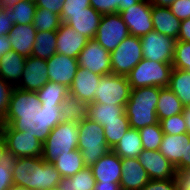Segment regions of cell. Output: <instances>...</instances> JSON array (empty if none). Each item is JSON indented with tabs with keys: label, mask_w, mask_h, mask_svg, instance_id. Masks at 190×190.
Listing matches in <instances>:
<instances>
[{
	"label": "cell",
	"mask_w": 190,
	"mask_h": 190,
	"mask_svg": "<svg viewBox=\"0 0 190 190\" xmlns=\"http://www.w3.org/2000/svg\"><path fill=\"white\" fill-rule=\"evenodd\" d=\"M160 89V87L150 86L131 90L125 106V113L131 128L139 130L145 126L159 123L156 106Z\"/></svg>",
	"instance_id": "cell-1"
},
{
	"label": "cell",
	"mask_w": 190,
	"mask_h": 190,
	"mask_svg": "<svg viewBox=\"0 0 190 190\" xmlns=\"http://www.w3.org/2000/svg\"><path fill=\"white\" fill-rule=\"evenodd\" d=\"M61 121L60 106L42 105L34 114L5 118L0 124L11 125L17 131L31 133L44 143L51 130Z\"/></svg>",
	"instance_id": "cell-2"
},
{
	"label": "cell",
	"mask_w": 190,
	"mask_h": 190,
	"mask_svg": "<svg viewBox=\"0 0 190 190\" xmlns=\"http://www.w3.org/2000/svg\"><path fill=\"white\" fill-rule=\"evenodd\" d=\"M79 142L77 149L81 152L87 167L95 164L111 149L108 147L103 126L84 117L78 123Z\"/></svg>",
	"instance_id": "cell-3"
},
{
	"label": "cell",
	"mask_w": 190,
	"mask_h": 190,
	"mask_svg": "<svg viewBox=\"0 0 190 190\" xmlns=\"http://www.w3.org/2000/svg\"><path fill=\"white\" fill-rule=\"evenodd\" d=\"M78 142V123L61 121L51 130L43 143L42 158L53 163L59 155L76 150Z\"/></svg>",
	"instance_id": "cell-4"
},
{
	"label": "cell",
	"mask_w": 190,
	"mask_h": 190,
	"mask_svg": "<svg viewBox=\"0 0 190 190\" xmlns=\"http://www.w3.org/2000/svg\"><path fill=\"white\" fill-rule=\"evenodd\" d=\"M173 65L143 58L127 75L131 90L141 87H168Z\"/></svg>",
	"instance_id": "cell-5"
},
{
	"label": "cell",
	"mask_w": 190,
	"mask_h": 190,
	"mask_svg": "<svg viewBox=\"0 0 190 190\" xmlns=\"http://www.w3.org/2000/svg\"><path fill=\"white\" fill-rule=\"evenodd\" d=\"M9 158L42 157L43 143L31 133L15 130L11 125L0 124Z\"/></svg>",
	"instance_id": "cell-6"
},
{
	"label": "cell",
	"mask_w": 190,
	"mask_h": 190,
	"mask_svg": "<svg viewBox=\"0 0 190 190\" xmlns=\"http://www.w3.org/2000/svg\"><path fill=\"white\" fill-rule=\"evenodd\" d=\"M131 87L127 76L117 74L103 75L99 81V88L95 91V103L106 105L126 106Z\"/></svg>",
	"instance_id": "cell-7"
},
{
	"label": "cell",
	"mask_w": 190,
	"mask_h": 190,
	"mask_svg": "<svg viewBox=\"0 0 190 190\" xmlns=\"http://www.w3.org/2000/svg\"><path fill=\"white\" fill-rule=\"evenodd\" d=\"M142 59L141 38L128 35L110 53L112 73L127 76Z\"/></svg>",
	"instance_id": "cell-8"
},
{
	"label": "cell",
	"mask_w": 190,
	"mask_h": 190,
	"mask_svg": "<svg viewBox=\"0 0 190 190\" xmlns=\"http://www.w3.org/2000/svg\"><path fill=\"white\" fill-rule=\"evenodd\" d=\"M128 35V27L117 12L102 15L94 39L111 53Z\"/></svg>",
	"instance_id": "cell-9"
},
{
	"label": "cell",
	"mask_w": 190,
	"mask_h": 190,
	"mask_svg": "<svg viewBox=\"0 0 190 190\" xmlns=\"http://www.w3.org/2000/svg\"><path fill=\"white\" fill-rule=\"evenodd\" d=\"M140 38L143 58L172 64L176 39L155 30Z\"/></svg>",
	"instance_id": "cell-10"
},
{
	"label": "cell",
	"mask_w": 190,
	"mask_h": 190,
	"mask_svg": "<svg viewBox=\"0 0 190 190\" xmlns=\"http://www.w3.org/2000/svg\"><path fill=\"white\" fill-rule=\"evenodd\" d=\"M128 27L129 34L141 37L154 30L152 5L149 0H140L137 4L119 12Z\"/></svg>",
	"instance_id": "cell-11"
},
{
	"label": "cell",
	"mask_w": 190,
	"mask_h": 190,
	"mask_svg": "<svg viewBox=\"0 0 190 190\" xmlns=\"http://www.w3.org/2000/svg\"><path fill=\"white\" fill-rule=\"evenodd\" d=\"M77 60L79 67L88 68L90 72L101 76L112 74L110 53L94 38L88 40Z\"/></svg>",
	"instance_id": "cell-12"
},
{
	"label": "cell",
	"mask_w": 190,
	"mask_h": 190,
	"mask_svg": "<svg viewBox=\"0 0 190 190\" xmlns=\"http://www.w3.org/2000/svg\"><path fill=\"white\" fill-rule=\"evenodd\" d=\"M48 82L47 61L30 56L26 58L21 80L16 88L37 92Z\"/></svg>",
	"instance_id": "cell-13"
},
{
	"label": "cell",
	"mask_w": 190,
	"mask_h": 190,
	"mask_svg": "<svg viewBox=\"0 0 190 190\" xmlns=\"http://www.w3.org/2000/svg\"><path fill=\"white\" fill-rule=\"evenodd\" d=\"M46 61L48 81L63 84L69 88L79 68L77 58L56 53Z\"/></svg>",
	"instance_id": "cell-14"
},
{
	"label": "cell",
	"mask_w": 190,
	"mask_h": 190,
	"mask_svg": "<svg viewBox=\"0 0 190 190\" xmlns=\"http://www.w3.org/2000/svg\"><path fill=\"white\" fill-rule=\"evenodd\" d=\"M139 164L147 171L150 180L175 177V168L159 150L143 149L137 157Z\"/></svg>",
	"instance_id": "cell-15"
},
{
	"label": "cell",
	"mask_w": 190,
	"mask_h": 190,
	"mask_svg": "<svg viewBox=\"0 0 190 190\" xmlns=\"http://www.w3.org/2000/svg\"><path fill=\"white\" fill-rule=\"evenodd\" d=\"M35 170L27 176V190L57 189L62 180L61 174L53 163L46 162L42 157L35 163Z\"/></svg>",
	"instance_id": "cell-16"
},
{
	"label": "cell",
	"mask_w": 190,
	"mask_h": 190,
	"mask_svg": "<svg viewBox=\"0 0 190 190\" xmlns=\"http://www.w3.org/2000/svg\"><path fill=\"white\" fill-rule=\"evenodd\" d=\"M63 23L71 26L86 38L93 39L98 30L102 14L94 10L91 6L85 8V11L78 13H61Z\"/></svg>",
	"instance_id": "cell-17"
},
{
	"label": "cell",
	"mask_w": 190,
	"mask_h": 190,
	"mask_svg": "<svg viewBox=\"0 0 190 190\" xmlns=\"http://www.w3.org/2000/svg\"><path fill=\"white\" fill-rule=\"evenodd\" d=\"M101 75L79 67L69 87V93L77 96L85 105L94 102L95 91L99 88Z\"/></svg>",
	"instance_id": "cell-18"
},
{
	"label": "cell",
	"mask_w": 190,
	"mask_h": 190,
	"mask_svg": "<svg viewBox=\"0 0 190 190\" xmlns=\"http://www.w3.org/2000/svg\"><path fill=\"white\" fill-rule=\"evenodd\" d=\"M96 183H119L122 178L121 158L112 150L108 151L95 164L90 166Z\"/></svg>",
	"instance_id": "cell-19"
},
{
	"label": "cell",
	"mask_w": 190,
	"mask_h": 190,
	"mask_svg": "<svg viewBox=\"0 0 190 190\" xmlns=\"http://www.w3.org/2000/svg\"><path fill=\"white\" fill-rule=\"evenodd\" d=\"M186 141H190V134H163L159 151L174 166L175 170L185 169Z\"/></svg>",
	"instance_id": "cell-20"
},
{
	"label": "cell",
	"mask_w": 190,
	"mask_h": 190,
	"mask_svg": "<svg viewBox=\"0 0 190 190\" xmlns=\"http://www.w3.org/2000/svg\"><path fill=\"white\" fill-rule=\"evenodd\" d=\"M57 50L56 53L69 56L71 58H78L79 53L88 43V38L81 35L76 30L66 23H62L56 31Z\"/></svg>",
	"instance_id": "cell-21"
},
{
	"label": "cell",
	"mask_w": 190,
	"mask_h": 190,
	"mask_svg": "<svg viewBox=\"0 0 190 190\" xmlns=\"http://www.w3.org/2000/svg\"><path fill=\"white\" fill-rule=\"evenodd\" d=\"M42 107L36 92L14 88L5 118H20V115L34 114Z\"/></svg>",
	"instance_id": "cell-22"
},
{
	"label": "cell",
	"mask_w": 190,
	"mask_h": 190,
	"mask_svg": "<svg viewBox=\"0 0 190 190\" xmlns=\"http://www.w3.org/2000/svg\"><path fill=\"white\" fill-rule=\"evenodd\" d=\"M121 190H142L150 180L147 171L139 164L137 158H121Z\"/></svg>",
	"instance_id": "cell-23"
},
{
	"label": "cell",
	"mask_w": 190,
	"mask_h": 190,
	"mask_svg": "<svg viewBox=\"0 0 190 190\" xmlns=\"http://www.w3.org/2000/svg\"><path fill=\"white\" fill-rule=\"evenodd\" d=\"M36 32L33 24L13 25L7 35L12 50L26 58L32 56Z\"/></svg>",
	"instance_id": "cell-24"
},
{
	"label": "cell",
	"mask_w": 190,
	"mask_h": 190,
	"mask_svg": "<svg viewBox=\"0 0 190 190\" xmlns=\"http://www.w3.org/2000/svg\"><path fill=\"white\" fill-rule=\"evenodd\" d=\"M85 117L103 126L106 122L129 121L125 107L121 105H106L103 103L86 104Z\"/></svg>",
	"instance_id": "cell-25"
},
{
	"label": "cell",
	"mask_w": 190,
	"mask_h": 190,
	"mask_svg": "<svg viewBox=\"0 0 190 190\" xmlns=\"http://www.w3.org/2000/svg\"><path fill=\"white\" fill-rule=\"evenodd\" d=\"M26 57L10 50L0 57V77L16 87L25 67Z\"/></svg>",
	"instance_id": "cell-26"
},
{
	"label": "cell",
	"mask_w": 190,
	"mask_h": 190,
	"mask_svg": "<svg viewBox=\"0 0 190 190\" xmlns=\"http://www.w3.org/2000/svg\"><path fill=\"white\" fill-rule=\"evenodd\" d=\"M152 22L155 31L178 39L181 21L171 12L169 7L152 5Z\"/></svg>",
	"instance_id": "cell-27"
},
{
	"label": "cell",
	"mask_w": 190,
	"mask_h": 190,
	"mask_svg": "<svg viewBox=\"0 0 190 190\" xmlns=\"http://www.w3.org/2000/svg\"><path fill=\"white\" fill-rule=\"evenodd\" d=\"M143 150L140 133L135 128H129L112 151L120 158H137Z\"/></svg>",
	"instance_id": "cell-28"
},
{
	"label": "cell",
	"mask_w": 190,
	"mask_h": 190,
	"mask_svg": "<svg viewBox=\"0 0 190 190\" xmlns=\"http://www.w3.org/2000/svg\"><path fill=\"white\" fill-rule=\"evenodd\" d=\"M184 105L175 93L168 87H162L159 92V100L156 106L158 120L169 118L183 113Z\"/></svg>",
	"instance_id": "cell-29"
},
{
	"label": "cell",
	"mask_w": 190,
	"mask_h": 190,
	"mask_svg": "<svg viewBox=\"0 0 190 190\" xmlns=\"http://www.w3.org/2000/svg\"><path fill=\"white\" fill-rule=\"evenodd\" d=\"M168 88L184 106L190 105V71L173 68Z\"/></svg>",
	"instance_id": "cell-30"
},
{
	"label": "cell",
	"mask_w": 190,
	"mask_h": 190,
	"mask_svg": "<svg viewBox=\"0 0 190 190\" xmlns=\"http://www.w3.org/2000/svg\"><path fill=\"white\" fill-rule=\"evenodd\" d=\"M96 180L90 167H84L72 177H62L57 190H94Z\"/></svg>",
	"instance_id": "cell-31"
},
{
	"label": "cell",
	"mask_w": 190,
	"mask_h": 190,
	"mask_svg": "<svg viewBox=\"0 0 190 190\" xmlns=\"http://www.w3.org/2000/svg\"><path fill=\"white\" fill-rule=\"evenodd\" d=\"M62 177H72L85 166L81 152L76 149L64 155H59L53 162Z\"/></svg>",
	"instance_id": "cell-32"
},
{
	"label": "cell",
	"mask_w": 190,
	"mask_h": 190,
	"mask_svg": "<svg viewBox=\"0 0 190 190\" xmlns=\"http://www.w3.org/2000/svg\"><path fill=\"white\" fill-rule=\"evenodd\" d=\"M56 39V31H37L35 42L32 47V56L44 60L52 57L54 54H56L57 50Z\"/></svg>",
	"instance_id": "cell-33"
},
{
	"label": "cell",
	"mask_w": 190,
	"mask_h": 190,
	"mask_svg": "<svg viewBox=\"0 0 190 190\" xmlns=\"http://www.w3.org/2000/svg\"><path fill=\"white\" fill-rule=\"evenodd\" d=\"M62 121L68 123H79L86 112V105L75 95L68 93L60 105Z\"/></svg>",
	"instance_id": "cell-34"
},
{
	"label": "cell",
	"mask_w": 190,
	"mask_h": 190,
	"mask_svg": "<svg viewBox=\"0 0 190 190\" xmlns=\"http://www.w3.org/2000/svg\"><path fill=\"white\" fill-rule=\"evenodd\" d=\"M37 6L34 1H19L12 8L5 9V15L12 18L13 25L33 24Z\"/></svg>",
	"instance_id": "cell-35"
},
{
	"label": "cell",
	"mask_w": 190,
	"mask_h": 190,
	"mask_svg": "<svg viewBox=\"0 0 190 190\" xmlns=\"http://www.w3.org/2000/svg\"><path fill=\"white\" fill-rule=\"evenodd\" d=\"M41 105L60 106L69 93V88L63 84L48 81L36 92Z\"/></svg>",
	"instance_id": "cell-36"
},
{
	"label": "cell",
	"mask_w": 190,
	"mask_h": 190,
	"mask_svg": "<svg viewBox=\"0 0 190 190\" xmlns=\"http://www.w3.org/2000/svg\"><path fill=\"white\" fill-rule=\"evenodd\" d=\"M41 157H21L11 159L14 185L27 189V176L35 170V163Z\"/></svg>",
	"instance_id": "cell-37"
},
{
	"label": "cell",
	"mask_w": 190,
	"mask_h": 190,
	"mask_svg": "<svg viewBox=\"0 0 190 190\" xmlns=\"http://www.w3.org/2000/svg\"><path fill=\"white\" fill-rule=\"evenodd\" d=\"M61 16L46 8H37L33 26L37 31H57L62 24Z\"/></svg>",
	"instance_id": "cell-38"
},
{
	"label": "cell",
	"mask_w": 190,
	"mask_h": 190,
	"mask_svg": "<svg viewBox=\"0 0 190 190\" xmlns=\"http://www.w3.org/2000/svg\"><path fill=\"white\" fill-rule=\"evenodd\" d=\"M140 0H90L91 7L100 14L119 13L137 4Z\"/></svg>",
	"instance_id": "cell-39"
},
{
	"label": "cell",
	"mask_w": 190,
	"mask_h": 190,
	"mask_svg": "<svg viewBox=\"0 0 190 190\" xmlns=\"http://www.w3.org/2000/svg\"><path fill=\"white\" fill-rule=\"evenodd\" d=\"M138 131L140 133L143 149L159 150L164 134L160 123L145 126Z\"/></svg>",
	"instance_id": "cell-40"
},
{
	"label": "cell",
	"mask_w": 190,
	"mask_h": 190,
	"mask_svg": "<svg viewBox=\"0 0 190 190\" xmlns=\"http://www.w3.org/2000/svg\"><path fill=\"white\" fill-rule=\"evenodd\" d=\"M129 128V121H112L103 125L105 139L111 150L122 139Z\"/></svg>",
	"instance_id": "cell-41"
},
{
	"label": "cell",
	"mask_w": 190,
	"mask_h": 190,
	"mask_svg": "<svg viewBox=\"0 0 190 190\" xmlns=\"http://www.w3.org/2000/svg\"><path fill=\"white\" fill-rule=\"evenodd\" d=\"M172 65L190 71V42L176 41Z\"/></svg>",
	"instance_id": "cell-42"
},
{
	"label": "cell",
	"mask_w": 190,
	"mask_h": 190,
	"mask_svg": "<svg viewBox=\"0 0 190 190\" xmlns=\"http://www.w3.org/2000/svg\"><path fill=\"white\" fill-rule=\"evenodd\" d=\"M164 134L179 135L187 133L186 122L183 114H176L159 121Z\"/></svg>",
	"instance_id": "cell-43"
},
{
	"label": "cell",
	"mask_w": 190,
	"mask_h": 190,
	"mask_svg": "<svg viewBox=\"0 0 190 190\" xmlns=\"http://www.w3.org/2000/svg\"><path fill=\"white\" fill-rule=\"evenodd\" d=\"M14 86L0 77V123L5 119Z\"/></svg>",
	"instance_id": "cell-44"
},
{
	"label": "cell",
	"mask_w": 190,
	"mask_h": 190,
	"mask_svg": "<svg viewBox=\"0 0 190 190\" xmlns=\"http://www.w3.org/2000/svg\"><path fill=\"white\" fill-rule=\"evenodd\" d=\"M11 158L0 162V190H7L14 184Z\"/></svg>",
	"instance_id": "cell-45"
},
{
	"label": "cell",
	"mask_w": 190,
	"mask_h": 190,
	"mask_svg": "<svg viewBox=\"0 0 190 190\" xmlns=\"http://www.w3.org/2000/svg\"><path fill=\"white\" fill-rule=\"evenodd\" d=\"M169 9L180 21L190 18V0H176Z\"/></svg>",
	"instance_id": "cell-46"
},
{
	"label": "cell",
	"mask_w": 190,
	"mask_h": 190,
	"mask_svg": "<svg viewBox=\"0 0 190 190\" xmlns=\"http://www.w3.org/2000/svg\"><path fill=\"white\" fill-rule=\"evenodd\" d=\"M142 190H177L174 178L149 180Z\"/></svg>",
	"instance_id": "cell-47"
},
{
	"label": "cell",
	"mask_w": 190,
	"mask_h": 190,
	"mask_svg": "<svg viewBox=\"0 0 190 190\" xmlns=\"http://www.w3.org/2000/svg\"><path fill=\"white\" fill-rule=\"evenodd\" d=\"M90 6V0H65L61 13H78Z\"/></svg>",
	"instance_id": "cell-48"
},
{
	"label": "cell",
	"mask_w": 190,
	"mask_h": 190,
	"mask_svg": "<svg viewBox=\"0 0 190 190\" xmlns=\"http://www.w3.org/2000/svg\"><path fill=\"white\" fill-rule=\"evenodd\" d=\"M174 180L177 190H190V169L177 170Z\"/></svg>",
	"instance_id": "cell-49"
},
{
	"label": "cell",
	"mask_w": 190,
	"mask_h": 190,
	"mask_svg": "<svg viewBox=\"0 0 190 190\" xmlns=\"http://www.w3.org/2000/svg\"><path fill=\"white\" fill-rule=\"evenodd\" d=\"M37 8H46L60 15L64 6L65 0H35Z\"/></svg>",
	"instance_id": "cell-50"
},
{
	"label": "cell",
	"mask_w": 190,
	"mask_h": 190,
	"mask_svg": "<svg viewBox=\"0 0 190 190\" xmlns=\"http://www.w3.org/2000/svg\"><path fill=\"white\" fill-rule=\"evenodd\" d=\"M12 18L5 15V10L0 9V35H8L12 29Z\"/></svg>",
	"instance_id": "cell-51"
},
{
	"label": "cell",
	"mask_w": 190,
	"mask_h": 190,
	"mask_svg": "<svg viewBox=\"0 0 190 190\" xmlns=\"http://www.w3.org/2000/svg\"><path fill=\"white\" fill-rule=\"evenodd\" d=\"M177 40L190 42V18L181 21V27Z\"/></svg>",
	"instance_id": "cell-52"
},
{
	"label": "cell",
	"mask_w": 190,
	"mask_h": 190,
	"mask_svg": "<svg viewBox=\"0 0 190 190\" xmlns=\"http://www.w3.org/2000/svg\"><path fill=\"white\" fill-rule=\"evenodd\" d=\"M94 190H121L119 183H95Z\"/></svg>",
	"instance_id": "cell-53"
},
{
	"label": "cell",
	"mask_w": 190,
	"mask_h": 190,
	"mask_svg": "<svg viewBox=\"0 0 190 190\" xmlns=\"http://www.w3.org/2000/svg\"><path fill=\"white\" fill-rule=\"evenodd\" d=\"M9 158L8 151L6 148L5 138L0 131V162H3Z\"/></svg>",
	"instance_id": "cell-54"
},
{
	"label": "cell",
	"mask_w": 190,
	"mask_h": 190,
	"mask_svg": "<svg viewBox=\"0 0 190 190\" xmlns=\"http://www.w3.org/2000/svg\"><path fill=\"white\" fill-rule=\"evenodd\" d=\"M10 50H12V47L11 44L9 43L8 36L0 35V57L2 54L9 52Z\"/></svg>",
	"instance_id": "cell-55"
},
{
	"label": "cell",
	"mask_w": 190,
	"mask_h": 190,
	"mask_svg": "<svg viewBox=\"0 0 190 190\" xmlns=\"http://www.w3.org/2000/svg\"><path fill=\"white\" fill-rule=\"evenodd\" d=\"M23 0H0V9H10L12 8L16 3ZM25 1H35V0H25Z\"/></svg>",
	"instance_id": "cell-56"
},
{
	"label": "cell",
	"mask_w": 190,
	"mask_h": 190,
	"mask_svg": "<svg viewBox=\"0 0 190 190\" xmlns=\"http://www.w3.org/2000/svg\"><path fill=\"white\" fill-rule=\"evenodd\" d=\"M150 4L158 7H169L176 0H149Z\"/></svg>",
	"instance_id": "cell-57"
},
{
	"label": "cell",
	"mask_w": 190,
	"mask_h": 190,
	"mask_svg": "<svg viewBox=\"0 0 190 190\" xmlns=\"http://www.w3.org/2000/svg\"><path fill=\"white\" fill-rule=\"evenodd\" d=\"M182 114L186 122L187 133L190 134V106H184Z\"/></svg>",
	"instance_id": "cell-58"
},
{
	"label": "cell",
	"mask_w": 190,
	"mask_h": 190,
	"mask_svg": "<svg viewBox=\"0 0 190 190\" xmlns=\"http://www.w3.org/2000/svg\"><path fill=\"white\" fill-rule=\"evenodd\" d=\"M185 169H190V141H186Z\"/></svg>",
	"instance_id": "cell-59"
},
{
	"label": "cell",
	"mask_w": 190,
	"mask_h": 190,
	"mask_svg": "<svg viewBox=\"0 0 190 190\" xmlns=\"http://www.w3.org/2000/svg\"><path fill=\"white\" fill-rule=\"evenodd\" d=\"M7 190H27L26 188L18 185H11Z\"/></svg>",
	"instance_id": "cell-60"
}]
</instances>
